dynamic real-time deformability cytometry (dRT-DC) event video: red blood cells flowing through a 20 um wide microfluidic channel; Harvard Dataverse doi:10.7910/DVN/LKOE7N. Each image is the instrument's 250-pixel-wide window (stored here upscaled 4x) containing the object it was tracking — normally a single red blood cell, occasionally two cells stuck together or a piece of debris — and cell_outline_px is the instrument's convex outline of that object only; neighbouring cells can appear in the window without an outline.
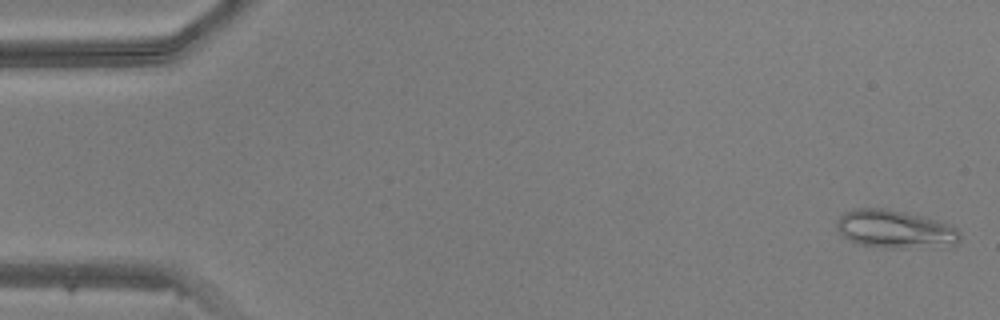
{"species": "common noctule bat (a hibernating species)", "species_latin": "Nyctalus noctula", "temperature_condition": "warm", "stored_images_in_passage": 48, "camera_frame_rate_fps": 3000, "um_per_image_px": 0.085, "animal": {"sex": "male", "body_mass_g": 20.5, "forearm_length_mm": 52.5}, "frame": {"image": 1, "passage_image": 1, "time_ms": 0.0, "image_size_px": [1000, 320], "cell_outline_px": [[960, 240], [952, 248], [884, 248], [860, 244], [844, 236], [836, 228], [836, 220], [844, 212], [852, 208], [884, 208], [924, 216], [952, 224], [960, 232]], "centroid_in_image_um": [76.16, 19.5], "position_along_channel_um": 8.8, "area_um2": 28.09}}
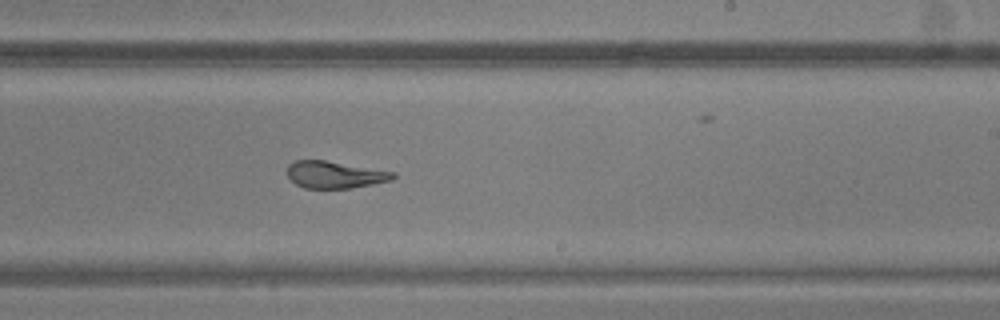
{"frame": {"image": 2, "passage_image": 29, "time_ms": 9.333, "image_size_px": [1000, 320], "cell_outline_px": [[396, 176], [392, 180], [352, 188], [304, 188], [296, 184], [288, 176], [288, 164], [296, 160], [324, 160], [396, 172]], "centroid_in_image_um": [28.47, 14.85], "position_along_channel_um": 260.5, "area_um2": 16.59}}
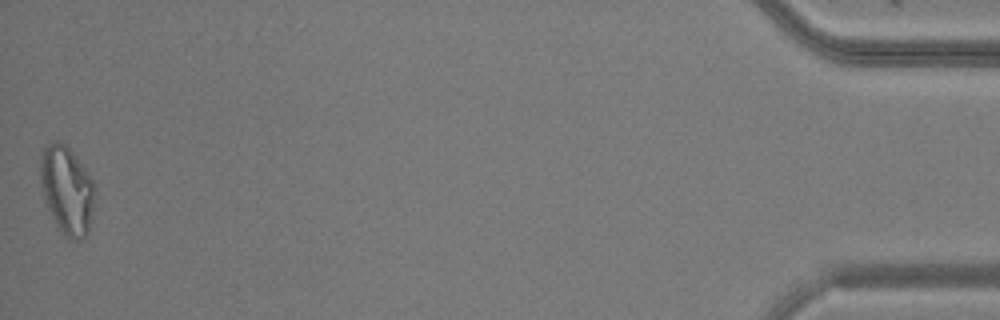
{"frame": {"image": 3, "passage_image": 48, "time_ms": 15.667, "image_size_px": [1000, 320], "cell_outline_px": [[96, 196], [88, 232], [80, 240], [76, 240], [68, 236], [56, 224], [48, 208], [44, 196], [40, 180], [40, 156], [44, 148], [48, 144], [56, 140], [60, 140], [72, 152], [88, 172], [92, 180]], "centroid_in_image_um": [5.7, 16.12], "position_along_channel_um": 429.5, "area_um2": 27.63}}